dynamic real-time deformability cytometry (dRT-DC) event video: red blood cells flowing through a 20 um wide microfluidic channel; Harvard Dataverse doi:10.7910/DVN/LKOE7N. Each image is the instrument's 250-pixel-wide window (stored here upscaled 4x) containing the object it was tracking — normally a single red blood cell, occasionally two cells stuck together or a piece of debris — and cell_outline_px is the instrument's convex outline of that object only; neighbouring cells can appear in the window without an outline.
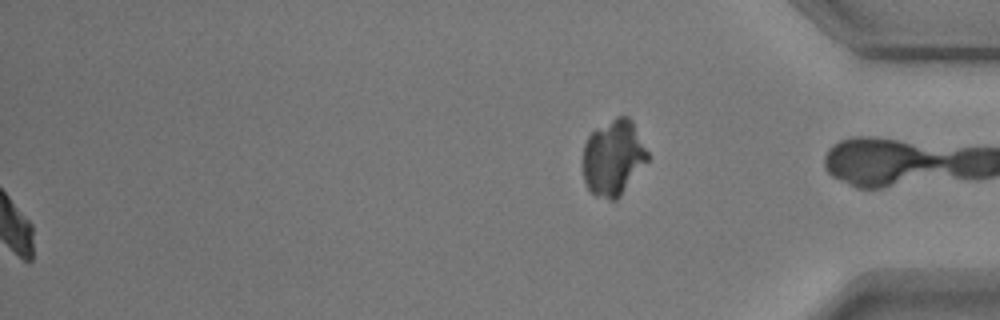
{"species": "common noctule bat (a hibernating species)", "species_latin": "Nyctalus noctula", "temperature_condition": "warm", "stored_images_in_passage": 55, "segment_of_instrument_passage": [2, 2], "camera_frame_rate_fps": 3000, "um_per_image_px": 0.085, "animal": {"sex": "male", "body_mass_g": 17.9}, "frame": {"image": 1, "passage_image": 55, "time_ms": 18.0, "image_size_px": [1000, 320], "cell_outline_px": [[648, 160], [620, 196], [616, 200], [612, 200], [596, 196], [588, 188], [584, 180], [584, 144], [588, 136], [596, 128], [616, 116], [628, 116], [632, 120], [648, 152]], "centroid_in_image_um": [52.14, 13.38], "position_along_channel_um": 383.1, "area_um2": 28.32}}